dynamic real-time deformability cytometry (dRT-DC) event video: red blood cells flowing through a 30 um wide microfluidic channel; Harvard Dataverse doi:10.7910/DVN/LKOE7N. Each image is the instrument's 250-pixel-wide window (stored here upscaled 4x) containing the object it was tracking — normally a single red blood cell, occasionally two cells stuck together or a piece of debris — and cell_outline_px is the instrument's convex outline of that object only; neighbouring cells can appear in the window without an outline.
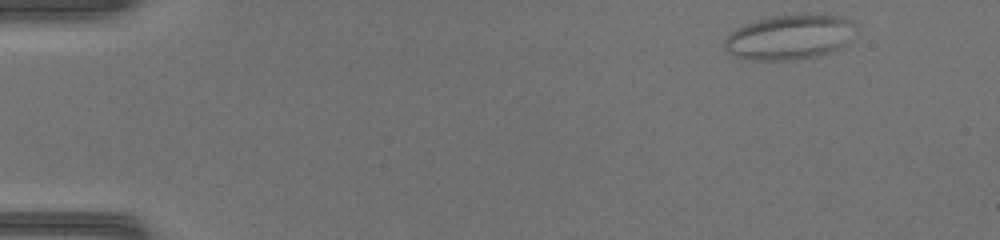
{"species": "common noctule bat (a hibernating species)", "species_latin": "Nyctalus noctula", "temperature_condition": "warm", "stored_images_in_passage": 45, "camera_frame_rate_fps": 3000, "um_per_image_px": 0.085, "animal": {"sex": "female", "body_mass_g": 17.0, "forearm_length_mm": 48.0}, "frame": {"image": 1, "passage_image": 1, "time_ms": 0.0, "image_size_px": [1000, 240], "cell_outline_px": [[856, 24], [848, 44], [840, 48], [828, 52], [796, 60], [744, 60], [732, 56], [724, 48], [724, 40], [728, 32], [744, 24], [768, 16], [784, 12], [832, 12], [844, 16], [852, 20]], "centroid_in_image_um": [67.12, 3.08], "position_along_channel_um": 17.9, "area_um2": 36.07}}
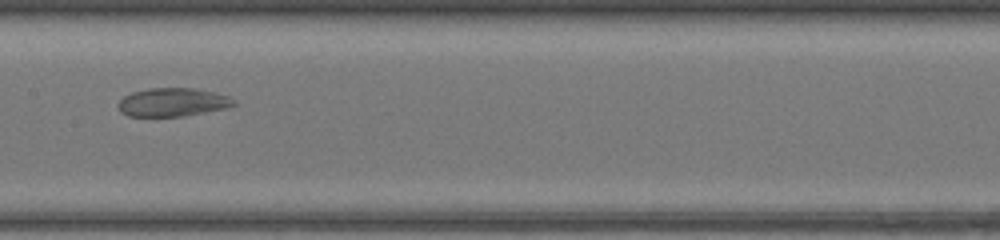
{"frame": {"image": 2, "passage_image": 22, "time_ms": 7.0, "image_size_px": [1000, 240], "cell_outline_px": [[236, 104], [224, 108], [184, 116], [128, 116], [120, 112], [116, 104], [124, 96], [132, 92], [148, 88], [196, 88], [228, 96], [236, 100]], "centroid_in_image_um": [14.63, 8.68], "position_along_channel_um": 192.8, "area_um2": 19.13}}
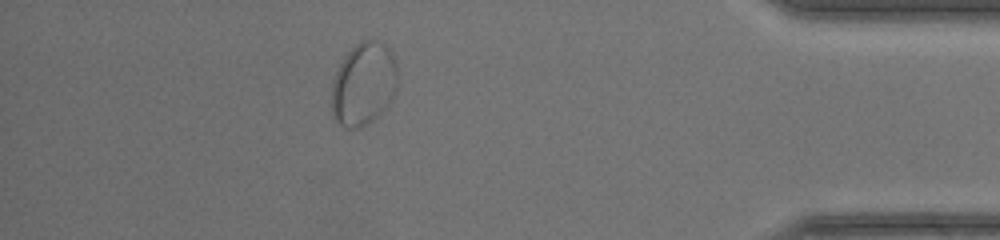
{"frame": {"image": 3, "passage_image": 40, "time_ms": 13.0, "image_size_px": [1000, 240], "cell_outline_px": [[396, 88], [392, 100], [388, 108], [372, 120], [360, 128], [344, 128], [332, 116], [332, 80], [344, 56], [360, 40], [376, 40], [392, 48], [396, 60]], "centroid_in_image_um": [30.92, 7.13], "position_along_channel_um": 404.3, "area_um2": 32.31}}